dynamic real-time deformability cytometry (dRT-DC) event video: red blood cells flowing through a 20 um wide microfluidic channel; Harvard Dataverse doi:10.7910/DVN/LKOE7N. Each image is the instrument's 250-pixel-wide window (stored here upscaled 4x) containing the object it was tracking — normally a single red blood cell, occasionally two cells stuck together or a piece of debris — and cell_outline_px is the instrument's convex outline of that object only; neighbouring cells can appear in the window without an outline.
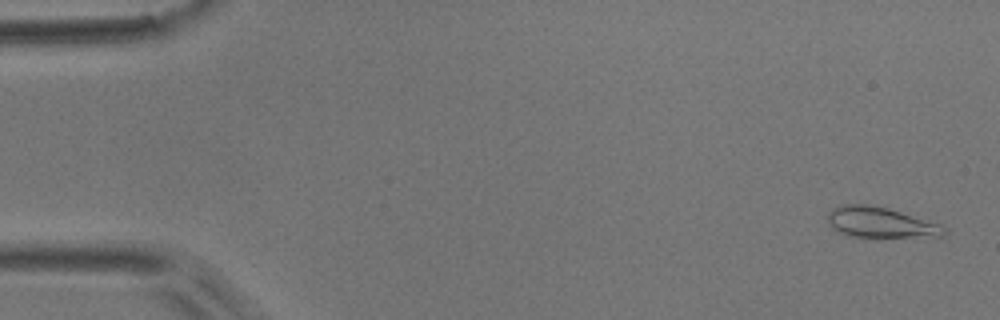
{"species": "common noctule bat (a hibernating species)", "species_latin": "Nyctalus noctula", "temperature_condition": "room temperature", "stored_images_in_passage": 5, "camera_frame_rate_fps": 3000, "um_per_image_px": 0.085, "animal": {"sex": "male", "body_mass_g": 17.9}, "frame": {"image": 1, "passage_image": 1, "time_ms": 0.0, "image_size_px": [1000, 320], "cell_outline_px": [[948, 232], [944, 236], [872, 240], [868, 240], [848, 236], [832, 228], [828, 220], [828, 212], [836, 204], [868, 204], [888, 208], [940, 224], [948, 228]], "centroid_in_image_um": [74.86, 18.97], "position_along_channel_um": 10.1, "area_um2": 22.02}}